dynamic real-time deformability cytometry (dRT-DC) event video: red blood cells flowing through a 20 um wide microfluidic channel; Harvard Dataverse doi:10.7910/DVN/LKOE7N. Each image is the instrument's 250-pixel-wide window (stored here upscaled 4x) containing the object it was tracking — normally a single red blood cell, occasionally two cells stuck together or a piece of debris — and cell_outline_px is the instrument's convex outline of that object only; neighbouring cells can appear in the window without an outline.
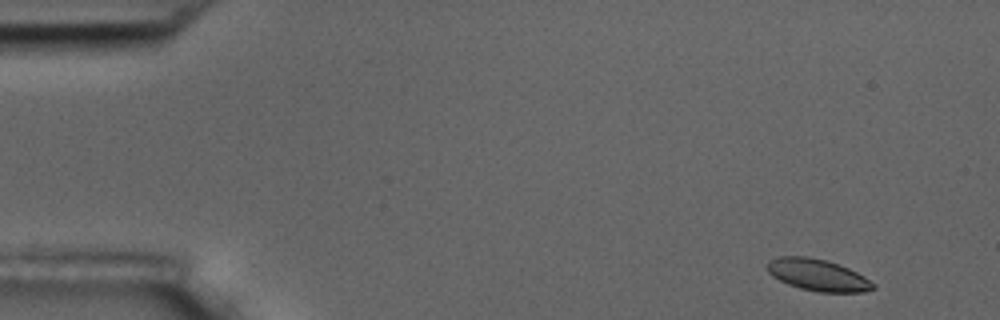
{"species": "common noctule bat (a hibernating species)", "species_latin": "Nyctalus noctula", "temperature_condition": "room temperature", "stored_images_in_passage": 4, "camera_frame_rate_fps": 3000, "um_per_image_px": 0.085, "animal": {"sex": "male", "body_mass_g": 17.5, "forearm_length_mm": 52.3}, "frame": {"image": 1, "passage_image": 1, "time_ms": 0.0, "image_size_px": [1000, 320], "cell_outline_px": [[876, 288], [864, 292], [820, 292], [800, 288], [788, 284], [772, 276], [768, 272], [764, 264], [768, 260], [780, 256], [808, 256], [824, 260], [848, 268], [864, 276], [876, 284]], "centroid_in_image_um": [69.48, 23.37], "position_along_channel_um": 15.5, "area_um2": 19.65}}
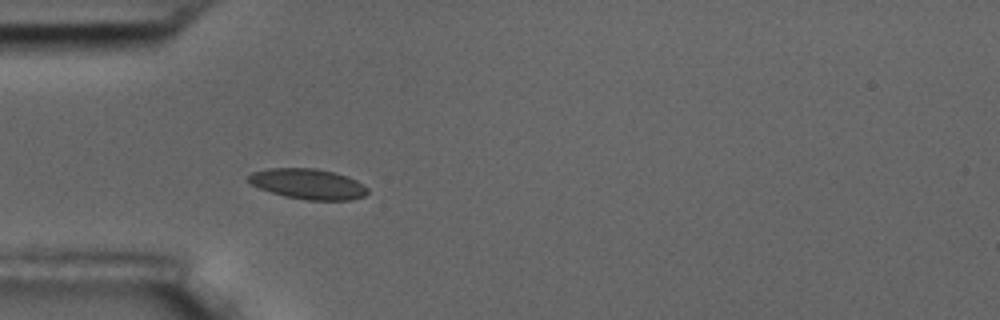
{"frame": {"image": 2, "passage_image": 4, "time_ms": 4.333, "image_size_px": [1000, 320], "cell_outline_px": [[368, 192], [364, 196], [352, 200], [308, 200], [284, 196], [260, 188], [252, 184], [244, 176], [252, 172], [268, 168], [316, 168], [348, 176], [356, 180], [368, 188]], "centroid_in_image_um": [26.17, 15.63], "position_along_channel_um": 58.8, "area_um2": 21.15}}